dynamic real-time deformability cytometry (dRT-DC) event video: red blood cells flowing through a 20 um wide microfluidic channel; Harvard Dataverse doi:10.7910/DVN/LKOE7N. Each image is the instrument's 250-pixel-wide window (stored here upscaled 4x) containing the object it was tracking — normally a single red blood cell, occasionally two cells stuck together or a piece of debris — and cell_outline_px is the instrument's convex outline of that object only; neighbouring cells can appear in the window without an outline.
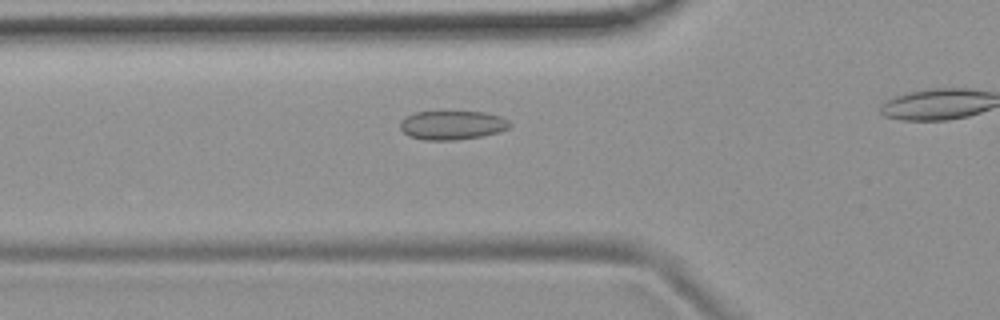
{"species": "common noctule bat (a hibernating species)", "species_latin": "Nyctalus noctula", "temperature_condition": "room temperature", "stored_images_in_passage": 17, "camera_frame_rate_fps": 3000, "um_per_image_px": 0.085, "animal": {"sex": "female", "body_mass_g": 19.9}, "frame": {"image": 1, "passage_image": 12, "time_ms": 3.667, "image_size_px": [1000, 320], "cell_outline_px": [[512, 124], [508, 128], [484, 136], [456, 140], [424, 140], [408, 136], [400, 128], [400, 120], [404, 116], [416, 112], [484, 112], [500, 116], [508, 120]], "centroid_in_image_um": [38.41, 10.64], "position_along_channel_um": 87.4, "area_um2": 18.55}}
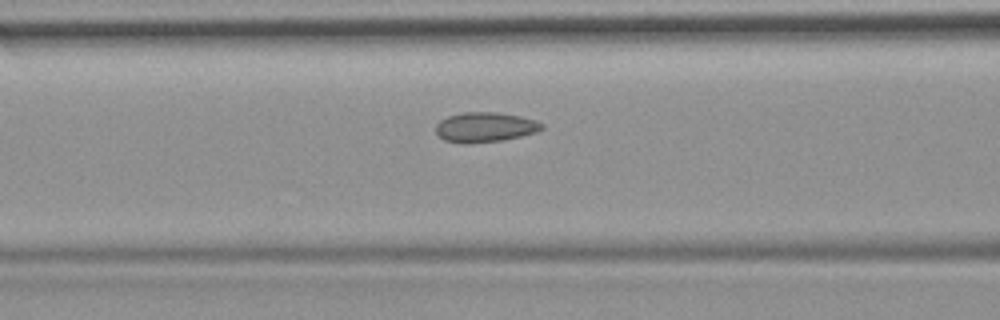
{"frame": {"image": 2, "passage_image": 15, "time_ms": 4.667, "image_size_px": [1000, 320], "cell_outline_px": [[544, 128], [536, 132], [520, 136], [500, 140], [468, 144], [464, 144], [444, 140], [436, 132], [436, 124], [440, 120], [448, 116], [464, 112], [496, 112], [520, 116], [536, 120], [544, 124]], "centroid_in_image_um": [41.22, 10.81], "position_along_channel_um": 125.4, "area_um2": 18.44}}